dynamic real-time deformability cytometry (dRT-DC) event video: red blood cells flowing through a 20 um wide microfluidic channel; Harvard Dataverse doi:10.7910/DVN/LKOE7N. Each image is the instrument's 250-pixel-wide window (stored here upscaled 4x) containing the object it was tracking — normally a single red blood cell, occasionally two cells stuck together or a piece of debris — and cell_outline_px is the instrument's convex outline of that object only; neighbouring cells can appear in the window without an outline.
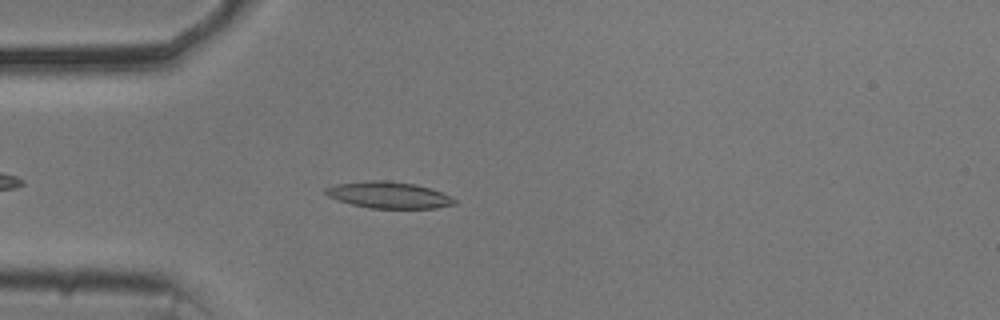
{"species": "common noctule bat (a hibernating species)", "species_latin": "Nyctalus noctula", "temperature_condition": "cold", "stored_images_in_passage": 45, "camera_frame_rate_fps": 3000, "um_per_image_px": 0.085, "animal": {"sex": "male", "body_mass_g": 20.5, "forearm_length_mm": 52.5}, "frame": {"image": 1, "passage_image": 6, "time_ms": 1.667, "image_size_px": [1000, 320], "cell_outline_px": [[456, 204], [436, 208], [368, 208], [352, 204], [328, 196], [324, 192], [324, 188], [336, 184], [364, 180], [384, 180], [416, 184], [432, 188], [456, 200]], "centroid_in_image_um": [33.03, 16.56], "position_along_channel_um": 52.0, "area_um2": 19.88}}
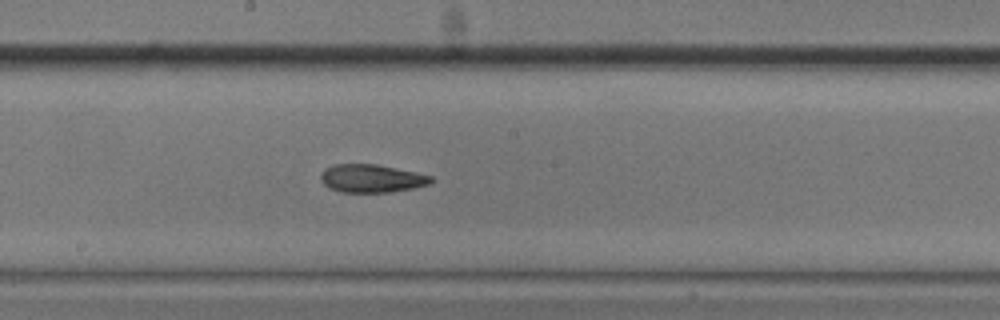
{"frame": {"image": 2, "passage_image": 20, "time_ms": 6.333, "image_size_px": [1000, 320], "cell_outline_px": [[432, 180], [428, 184], [412, 188], [392, 192], [340, 192], [328, 188], [320, 180], [320, 176], [324, 168], [336, 164], [376, 164], [416, 172], [432, 176]], "centroid_in_image_um": [31.54, 15.16], "position_along_channel_um": 216.7, "area_um2": 18.03}}
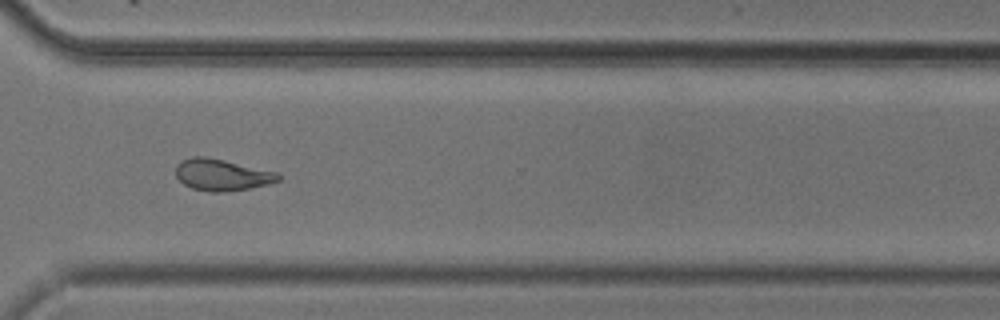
{"frame": {"image": 3, "passage_image": 31, "time_ms": 10.0, "image_size_px": [1000, 320], "cell_outline_px": [[280, 180], [268, 184], [248, 188], [224, 192], [208, 192], [192, 188], [184, 184], [176, 176], [176, 164], [180, 160], [192, 156], [204, 156], [224, 160], [276, 172], [280, 176]], "centroid_in_image_um": [18.81, 14.86], "position_along_channel_um": 351.8, "area_um2": 18.79}, "authors_computed_cell_mechanics": {"area_um2": 18.9006, "velocity_mm_per_s": 3.6991, "shape_relaxation_time_tau1_ms": null, "shape_relaxation_time_tau2_ms": 4.1796, "deformation_change_tau1": null, "deformation_change_tau2": 0.1148}}